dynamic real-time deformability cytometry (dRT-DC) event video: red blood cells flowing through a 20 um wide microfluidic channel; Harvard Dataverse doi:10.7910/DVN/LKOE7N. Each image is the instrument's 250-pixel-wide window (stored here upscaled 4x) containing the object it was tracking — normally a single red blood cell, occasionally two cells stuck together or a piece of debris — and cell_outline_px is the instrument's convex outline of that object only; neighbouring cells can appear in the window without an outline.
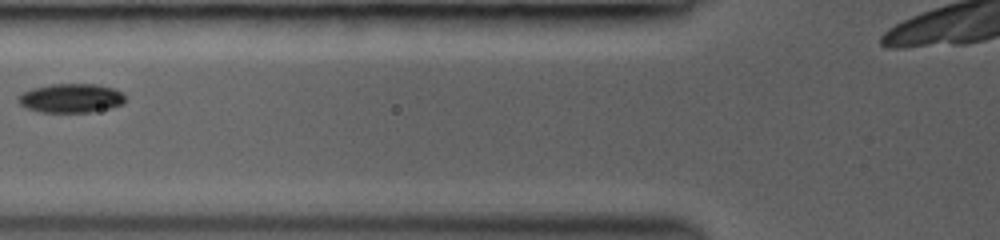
{"species": "common noctule bat (a hibernating species)", "species_latin": "Nyctalus noctula", "temperature_condition": "room temperature", "stored_images_in_passage": 5, "camera_frame_rate_fps": 3000, "um_per_image_px": 0.085, "animal": {"sex": "female", "body_mass_g": 19.0, "forearm_length_mm": 53.3}, "frame": {"image": 1, "passage_image": 4, "time_ms": 3.0, "image_size_px": [1000, 240], "cell_outline_px": [[124, 104], [112, 108], [92, 112], [40, 112], [28, 108], [20, 104], [16, 100], [24, 92], [32, 88], [52, 84], [96, 84], [112, 88], [120, 92], [124, 96]], "centroid_in_image_um": [6.05, 8.35], "position_along_channel_um": 119.7, "area_um2": 18.03}}